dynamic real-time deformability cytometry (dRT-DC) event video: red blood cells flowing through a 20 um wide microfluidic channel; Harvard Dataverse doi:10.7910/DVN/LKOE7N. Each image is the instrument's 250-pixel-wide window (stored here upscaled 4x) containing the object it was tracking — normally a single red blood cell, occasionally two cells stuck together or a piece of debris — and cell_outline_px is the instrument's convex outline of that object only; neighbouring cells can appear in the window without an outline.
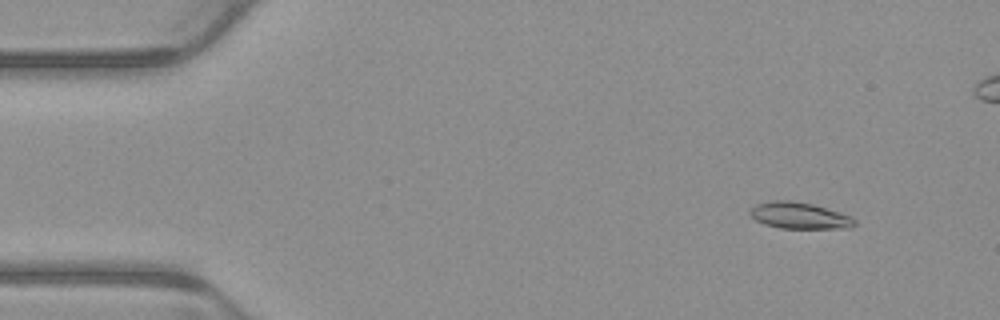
{"species": "common noctule bat (a hibernating species)", "species_latin": "Nyctalus noctula", "temperature_condition": "warm", "stored_images_in_passage": 5, "camera_frame_rate_fps": 3000, "um_per_image_px": 0.085, "animal": {"sex": "male", "body_mass_g": 23.1, "forearm_length_mm": 52.7}, "frame": {"image": 1, "passage_image": 2, "time_ms": 0.333, "image_size_px": [1000, 320], "cell_outline_px": [[856, 224], [848, 228], [780, 228], [764, 224], [756, 220], [748, 212], [756, 204], [772, 200], [792, 200], [812, 204], [852, 216], [856, 220]], "centroid_in_image_um": [67.95, 18.32], "position_along_channel_um": 17.1, "area_um2": 16.07}}